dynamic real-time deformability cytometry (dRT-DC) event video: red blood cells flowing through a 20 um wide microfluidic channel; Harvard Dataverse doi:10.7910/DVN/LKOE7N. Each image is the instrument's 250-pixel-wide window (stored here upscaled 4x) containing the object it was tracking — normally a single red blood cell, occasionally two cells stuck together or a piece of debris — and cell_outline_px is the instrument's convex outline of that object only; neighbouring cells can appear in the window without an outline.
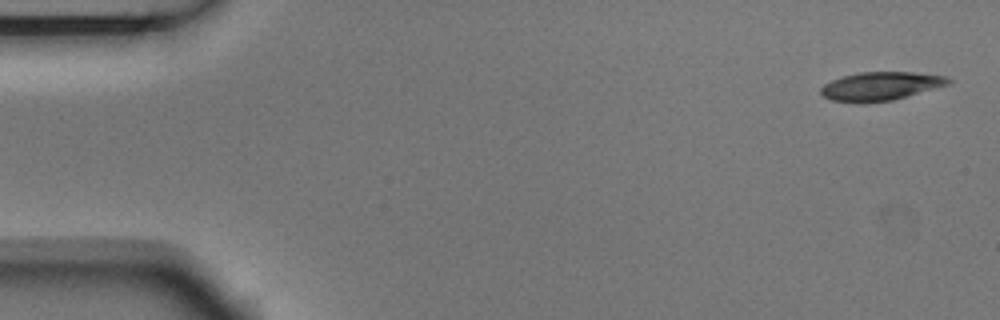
{"species": "Egyptian fruit bat (a non-hibernating species)", "species_latin": "Rousettus aegyptiacus", "temperature_condition": "room temperature", "stored_images_in_passage": 5, "camera_frame_rate_fps": 3000, "um_per_image_px": 0.085, "animal": {"sex": "male"}, "frame": {"image": 1, "passage_image": 1, "time_ms": 0.0, "image_size_px": [1000, 320], "cell_outline_px": [[952, 80], [948, 84], [892, 100], [832, 100], [824, 96], [820, 92], [820, 88], [824, 84], [832, 80], [844, 76], [860, 72], [912, 72], [944, 76]], "centroid_in_image_um": [74.86, 7.28], "position_along_channel_um": 10.1, "area_um2": 20.11}}